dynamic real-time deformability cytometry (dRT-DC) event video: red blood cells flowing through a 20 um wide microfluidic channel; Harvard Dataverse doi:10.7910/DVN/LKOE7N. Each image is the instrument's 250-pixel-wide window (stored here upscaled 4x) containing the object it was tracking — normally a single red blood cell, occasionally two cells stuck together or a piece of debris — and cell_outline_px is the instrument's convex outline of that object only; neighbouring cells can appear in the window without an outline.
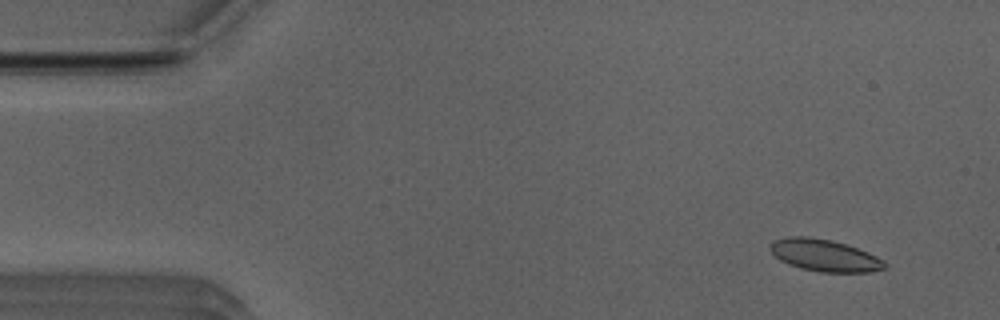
{"species": "Egyptian fruit bat (a non-hibernating species)", "species_latin": "Rousettus aegyptiacus", "temperature_condition": "room temperature", "stored_images_in_passage": 52, "segment_of_instrument_passage": [1, 2], "camera_frame_rate_fps": 3000, "um_per_image_px": 0.085, "animal": {"sex": "male"}, "frame": {"image": 1, "passage_image": 3, "time_ms": 0.667, "image_size_px": [1000, 320], "cell_outline_px": [[888, 268], [868, 272], [820, 272], [800, 268], [788, 264], [780, 260], [768, 248], [772, 240], [788, 236], [812, 236], [832, 240], [868, 252], [884, 260], [888, 264]], "centroid_in_image_um": [70.08, 21.7], "position_along_channel_um": 14.9, "area_um2": 21.56}}
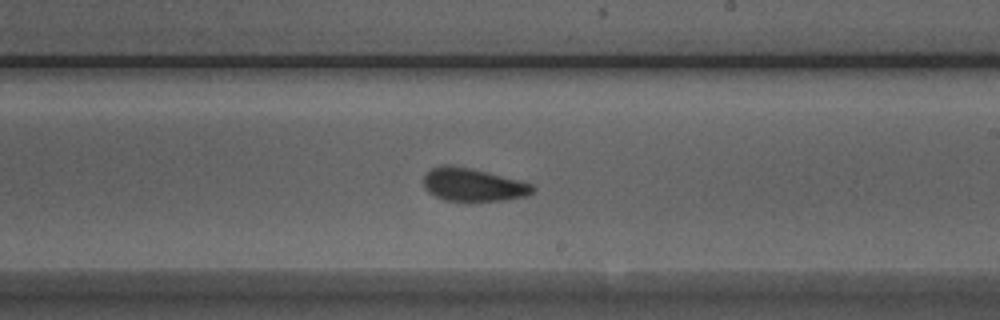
{"frame": {"image": 2, "passage_image": 29, "time_ms": 9.333, "image_size_px": [1000, 320], "cell_outline_px": [[536, 188], [528, 196], [504, 200], [444, 200], [428, 192], [424, 188], [424, 176], [432, 168], [444, 164], [448, 164], [472, 168], [532, 184]], "centroid_in_image_um": [40.2, 15.69], "position_along_channel_um": 248.8, "area_um2": 20.75}}
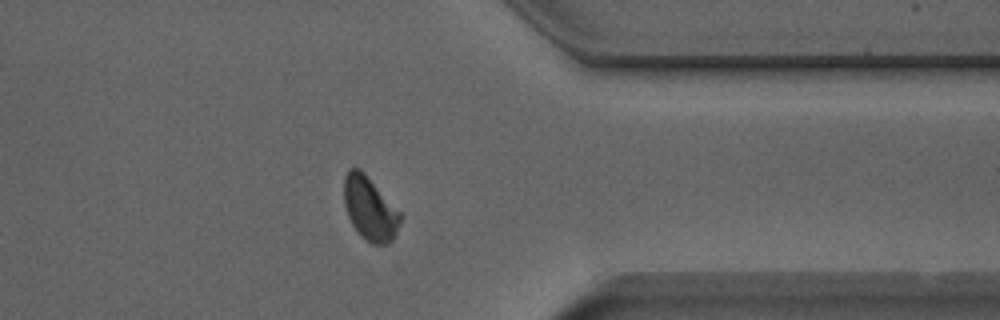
{"frame": {"image": 3, "passage_image": 40, "time_ms": 13.0, "image_size_px": [1000, 320], "cell_outline_px": [[404, 216], [392, 240], [388, 244], [372, 244], [364, 240], [360, 236], [352, 224], [348, 216], [344, 204], [344, 176], [348, 168], [360, 168], [364, 172]], "centroid_in_image_um": [31.44, 17.73], "position_along_channel_um": 380.0, "area_um2": 21.04}}